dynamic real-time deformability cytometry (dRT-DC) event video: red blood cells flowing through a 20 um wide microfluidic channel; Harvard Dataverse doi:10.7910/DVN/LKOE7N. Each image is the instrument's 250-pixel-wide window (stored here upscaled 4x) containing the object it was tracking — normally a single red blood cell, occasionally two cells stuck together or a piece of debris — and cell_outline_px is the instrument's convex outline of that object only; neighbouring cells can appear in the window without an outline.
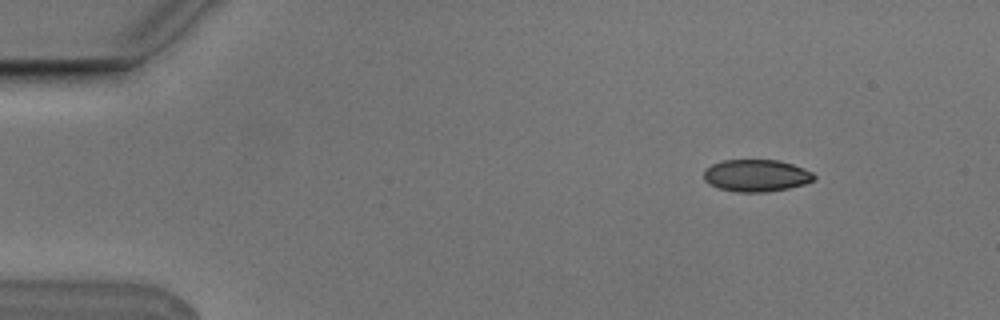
{"species": "Egyptian fruit bat (a non-hibernating species)", "species_latin": "Rousettus aegyptiacus", "temperature_condition": "cold", "stored_images_in_passage": 4, "camera_frame_rate_fps": 3000, "um_per_image_px": 0.085, "animal": {"sex": "male"}, "frame": {"image": 1, "passage_image": 1, "time_ms": 0.0, "image_size_px": [1000, 320], "cell_outline_px": [[816, 180], [804, 184], [788, 188], [764, 192], [736, 192], [720, 188], [708, 184], [704, 180], [704, 168], [712, 164], [724, 160], [780, 160], [804, 168], [812, 172], [816, 176]], "centroid_in_image_um": [64.28, 14.92], "position_along_channel_um": 20.7, "area_um2": 20.75}}
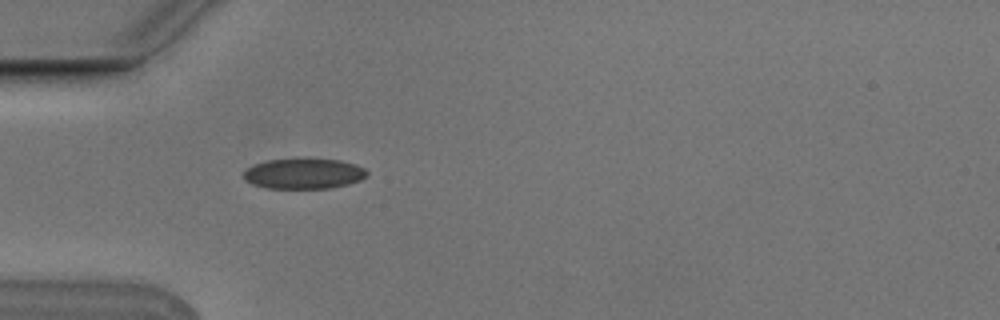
{"frame": {"image": 2, "passage_image": 4, "time_ms": 1.0, "image_size_px": [1000, 320], "cell_outline_px": [[368, 176], [360, 180], [348, 184], [328, 188], [264, 188], [252, 184], [244, 180], [244, 172], [248, 168], [256, 164], [268, 160], [296, 156], [304, 156], [340, 160], [356, 164], [364, 168], [368, 172]], "centroid_in_image_um": [25.84, 14.71], "position_along_channel_um": 59.2, "area_um2": 22.66}}